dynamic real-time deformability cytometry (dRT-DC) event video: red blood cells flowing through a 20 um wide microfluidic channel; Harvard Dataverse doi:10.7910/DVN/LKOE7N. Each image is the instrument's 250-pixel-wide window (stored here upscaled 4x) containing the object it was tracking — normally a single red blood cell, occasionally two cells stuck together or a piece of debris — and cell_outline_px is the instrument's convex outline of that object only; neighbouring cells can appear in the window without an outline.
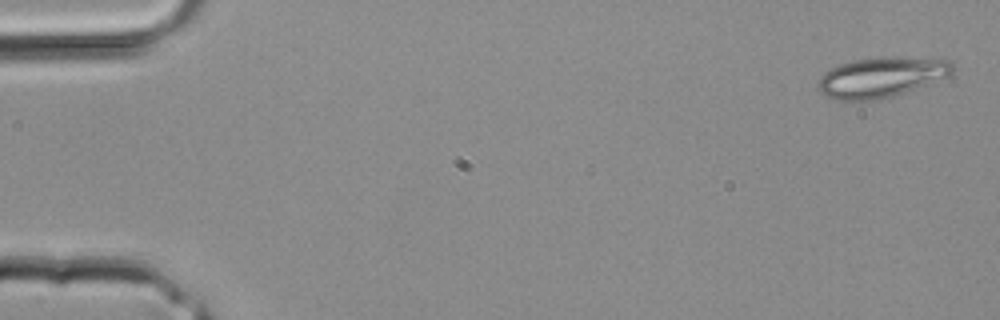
{"species": "common noctule bat (a hibernating species)", "species_latin": "Nyctalus noctula", "temperature_condition": "room temperature", "stored_images_in_passage": 3, "camera_frame_rate_fps": 3000, "um_per_image_px": 0.085, "animal": {"sex": "male", "body_mass_g": 20.4}, "frame": {"image": 1, "passage_image": 3, "time_ms": 0.667, "image_size_px": [1000, 320], "cell_outline_px": [[956, 72], [952, 76], [892, 96], [872, 100], [840, 100], [828, 96], [820, 92], [816, 88], [816, 84], [824, 72], [840, 64], [852, 60], [884, 56], [888, 56], [952, 60], [956, 68]], "centroid_in_image_um": [74.97, 6.54], "position_along_channel_um": 10.0, "area_um2": 31.79}}